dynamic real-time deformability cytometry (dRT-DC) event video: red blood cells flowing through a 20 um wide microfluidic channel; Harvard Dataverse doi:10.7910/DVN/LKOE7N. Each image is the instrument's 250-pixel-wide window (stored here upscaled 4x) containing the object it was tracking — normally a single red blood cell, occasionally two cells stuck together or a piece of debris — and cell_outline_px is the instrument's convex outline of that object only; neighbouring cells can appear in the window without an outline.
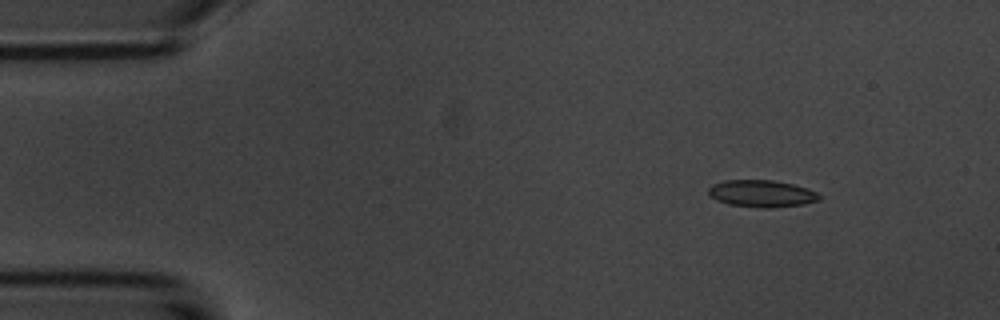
{"species": "common noctule bat (a hibernating species)", "species_latin": "Nyctalus noctula", "temperature_condition": "room temperature", "stored_images_in_passage": 7, "camera_frame_rate_fps": 3000, "um_per_image_px": 0.085, "animal": {"sex": "male", "body_mass_g": 20.1, "forearm_length_mm": 53.5}, "frame": {"image": 1, "passage_image": 2, "time_ms": 1.333, "image_size_px": [1000, 320], "cell_outline_px": [[820, 200], [804, 204], [772, 208], [764, 208], [728, 204], [716, 200], [708, 196], [708, 188], [712, 184], [724, 180], [772, 180], [792, 184], [808, 188], [816, 192], [820, 196]], "centroid_in_image_um": [64.72, 16.45], "position_along_channel_um": 20.3, "area_um2": 17.57}}
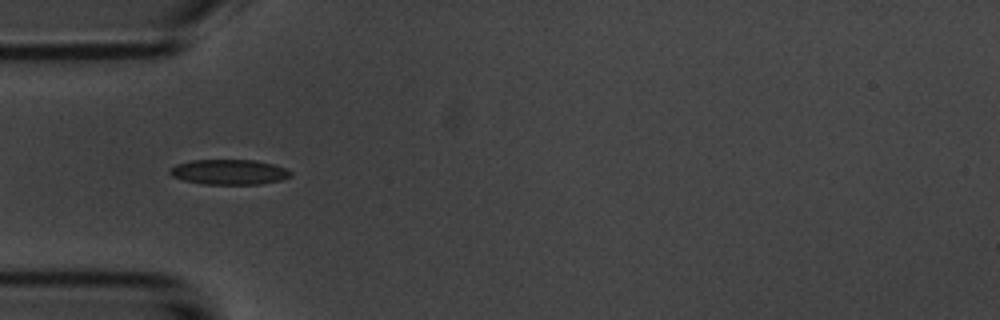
{"frame": {"image": 2, "passage_image": 5, "time_ms": 4.667, "image_size_px": [1000, 320], "cell_outline_px": [[292, 176], [280, 180], [260, 184], [204, 184], [184, 180], [172, 176], [168, 172], [168, 168], [176, 164], [192, 160], [256, 160], [272, 164], [284, 168], [292, 172]], "centroid_in_image_um": [19.45, 14.62], "position_along_channel_um": 65.6, "area_um2": 17.69}}
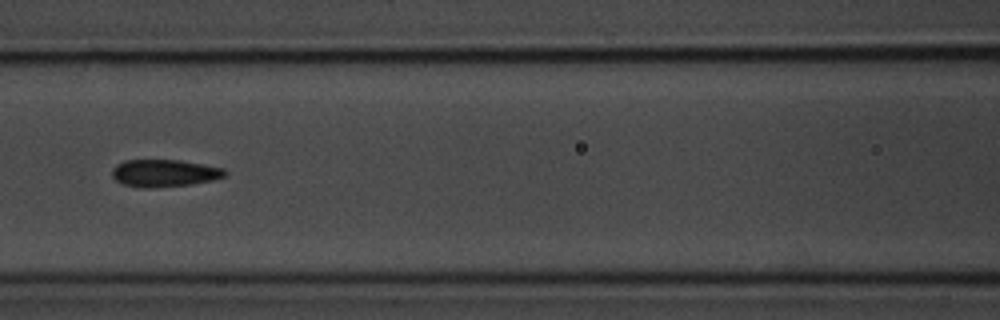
{"frame": {"image": 3, "passage_image": 7, "time_ms": 7.0, "image_size_px": [1000, 320], "cell_outline_px": [[228, 172], [224, 176], [212, 180], [188, 184], [124, 184], [116, 180], [112, 176], [112, 168], [116, 164], [124, 160], [180, 160], [224, 168]], "centroid_in_image_um": [14.0, 14.64], "position_along_channel_um": 152.6, "area_um2": 16.82}}